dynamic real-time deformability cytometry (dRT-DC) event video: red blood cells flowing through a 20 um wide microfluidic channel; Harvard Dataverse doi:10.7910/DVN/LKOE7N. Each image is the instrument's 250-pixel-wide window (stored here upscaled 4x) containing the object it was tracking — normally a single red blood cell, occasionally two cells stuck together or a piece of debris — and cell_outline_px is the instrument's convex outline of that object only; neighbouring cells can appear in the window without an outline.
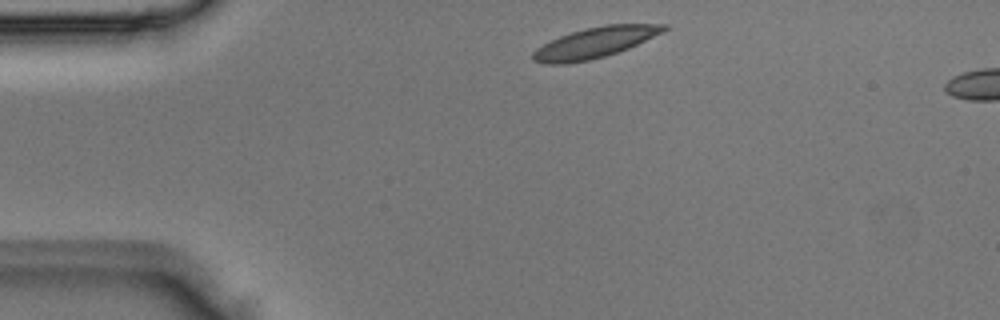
{"species": "Egyptian fruit bat (a non-hibernating species)", "species_latin": "Rousettus aegyptiacus", "temperature_condition": "room temperature", "stored_images_in_passage": 2, "segment_of_instrument_passage": [1, 2], "camera_frame_rate_fps": 3000, "um_per_image_px": 0.085, "animal": {"sex": "male"}, "frame": {"image": 1, "passage_image": 1, "time_ms": 0.0, "image_size_px": [1000, 320], "cell_outline_px": [[668, 28], [664, 32], [628, 48], [604, 56], [588, 60], [564, 64], [544, 64], [532, 60], [532, 52], [536, 48], [560, 36], [572, 32], [604, 24], [668, 24]], "centroid_in_image_um": [50.56, 3.62], "position_along_channel_um": 34.4, "area_um2": 23.12}}